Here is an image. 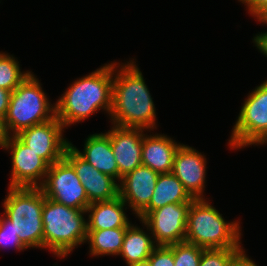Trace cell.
I'll return each mask as SVG.
<instances>
[{"label":"cell","mask_w":267,"mask_h":266,"mask_svg":"<svg viewBox=\"0 0 267 266\" xmlns=\"http://www.w3.org/2000/svg\"><path fill=\"white\" fill-rule=\"evenodd\" d=\"M257 20L267 25V12L260 19Z\"/></svg>","instance_id":"obj_33"},{"label":"cell","mask_w":267,"mask_h":266,"mask_svg":"<svg viewBox=\"0 0 267 266\" xmlns=\"http://www.w3.org/2000/svg\"><path fill=\"white\" fill-rule=\"evenodd\" d=\"M15 247L18 251L25 250L27 247L21 242L19 236L12 227V222L6 217L0 225V249L2 247Z\"/></svg>","instance_id":"obj_25"},{"label":"cell","mask_w":267,"mask_h":266,"mask_svg":"<svg viewBox=\"0 0 267 266\" xmlns=\"http://www.w3.org/2000/svg\"><path fill=\"white\" fill-rule=\"evenodd\" d=\"M2 205L5 217L27 248L43 249L44 193L40 187H9Z\"/></svg>","instance_id":"obj_6"},{"label":"cell","mask_w":267,"mask_h":266,"mask_svg":"<svg viewBox=\"0 0 267 266\" xmlns=\"http://www.w3.org/2000/svg\"><path fill=\"white\" fill-rule=\"evenodd\" d=\"M4 149L11 150L12 171L9 187H40L49 165L16 135L8 136Z\"/></svg>","instance_id":"obj_11"},{"label":"cell","mask_w":267,"mask_h":266,"mask_svg":"<svg viewBox=\"0 0 267 266\" xmlns=\"http://www.w3.org/2000/svg\"><path fill=\"white\" fill-rule=\"evenodd\" d=\"M244 251L243 248L204 249L199 266H232Z\"/></svg>","instance_id":"obj_23"},{"label":"cell","mask_w":267,"mask_h":266,"mask_svg":"<svg viewBox=\"0 0 267 266\" xmlns=\"http://www.w3.org/2000/svg\"><path fill=\"white\" fill-rule=\"evenodd\" d=\"M253 42L257 49L267 57V32L257 34L254 37Z\"/></svg>","instance_id":"obj_29"},{"label":"cell","mask_w":267,"mask_h":266,"mask_svg":"<svg viewBox=\"0 0 267 266\" xmlns=\"http://www.w3.org/2000/svg\"><path fill=\"white\" fill-rule=\"evenodd\" d=\"M64 125L55 116L53 119L24 129L16 136L49 166L64 158L70 145L63 138Z\"/></svg>","instance_id":"obj_10"},{"label":"cell","mask_w":267,"mask_h":266,"mask_svg":"<svg viewBox=\"0 0 267 266\" xmlns=\"http://www.w3.org/2000/svg\"><path fill=\"white\" fill-rule=\"evenodd\" d=\"M126 205L120 196L114 200L89 204L86 209V212L90 213L87 219V230L127 228L131 223L124 212Z\"/></svg>","instance_id":"obj_18"},{"label":"cell","mask_w":267,"mask_h":266,"mask_svg":"<svg viewBox=\"0 0 267 266\" xmlns=\"http://www.w3.org/2000/svg\"><path fill=\"white\" fill-rule=\"evenodd\" d=\"M127 228L87 230L89 252L92 256L119 255Z\"/></svg>","instance_id":"obj_21"},{"label":"cell","mask_w":267,"mask_h":266,"mask_svg":"<svg viewBox=\"0 0 267 266\" xmlns=\"http://www.w3.org/2000/svg\"><path fill=\"white\" fill-rule=\"evenodd\" d=\"M4 218H5V209H4L3 216L0 215V225L2 224Z\"/></svg>","instance_id":"obj_34"},{"label":"cell","mask_w":267,"mask_h":266,"mask_svg":"<svg viewBox=\"0 0 267 266\" xmlns=\"http://www.w3.org/2000/svg\"><path fill=\"white\" fill-rule=\"evenodd\" d=\"M8 139V134L4 126V119L0 117V147L3 148Z\"/></svg>","instance_id":"obj_31"},{"label":"cell","mask_w":267,"mask_h":266,"mask_svg":"<svg viewBox=\"0 0 267 266\" xmlns=\"http://www.w3.org/2000/svg\"><path fill=\"white\" fill-rule=\"evenodd\" d=\"M110 117L112 125L122 128L154 130L157 127L153 99L134 59L123 65L113 63Z\"/></svg>","instance_id":"obj_1"},{"label":"cell","mask_w":267,"mask_h":266,"mask_svg":"<svg viewBox=\"0 0 267 266\" xmlns=\"http://www.w3.org/2000/svg\"><path fill=\"white\" fill-rule=\"evenodd\" d=\"M30 73L32 72H21L20 64L15 57L0 52V88L13 92Z\"/></svg>","instance_id":"obj_22"},{"label":"cell","mask_w":267,"mask_h":266,"mask_svg":"<svg viewBox=\"0 0 267 266\" xmlns=\"http://www.w3.org/2000/svg\"><path fill=\"white\" fill-rule=\"evenodd\" d=\"M38 78L30 73L11 93L4 126L8 136L41 124L56 116V105L51 104ZM13 132V133H11Z\"/></svg>","instance_id":"obj_5"},{"label":"cell","mask_w":267,"mask_h":266,"mask_svg":"<svg viewBox=\"0 0 267 266\" xmlns=\"http://www.w3.org/2000/svg\"><path fill=\"white\" fill-rule=\"evenodd\" d=\"M64 158L73 166L85 188L89 203L114 200L119 196V184L113 177L101 173L69 145Z\"/></svg>","instance_id":"obj_12"},{"label":"cell","mask_w":267,"mask_h":266,"mask_svg":"<svg viewBox=\"0 0 267 266\" xmlns=\"http://www.w3.org/2000/svg\"><path fill=\"white\" fill-rule=\"evenodd\" d=\"M148 260L151 266H174L173 251L168 246H157Z\"/></svg>","instance_id":"obj_26"},{"label":"cell","mask_w":267,"mask_h":266,"mask_svg":"<svg viewBox=\"0 0 267 266\" xmlns=\"http://www.w3.org/2000/svg\"><path fill=\"white\" fill-rule=\"evenodd\" d=\"M191 203H171L150 211L140 220L151 232L157 246L185 241L188 210Z\"/></svg>","instance_id":"obj_9"},{"label":"cell","mask_w":267,"mask_h":266,"mask_svg":"<svg viewBox=\"0 0 267 266\" xmlns=\"http://www.w3.org/2000/svg\"><path fill=\"white\" fill-rule=\"evenodd\" d=\"M40 188L46 198L71 208L86 210L90 204L75 169L65 158L49 166Z\"/></svg>","instance_id":"obj_8"},{"label":"cell","mask_w":267,"mask_h":266,"mask_svg":"<svg viewBox=\"0 0 267 266\" xmlns=\"http://www.w3.org/2000/svg\"><path fill=\"white\" fill-rule=\"evenodd\" d=\"M11 93L12 92L9 90L0 88V117L3 119L5 118L8 111Z\"/></svg>","instance_id":"obj_28"},{"label":"cell","mask_w":267,"mask_h":266,"mask_svg":"<svg viewBox=\"0 0 267 266\" xmlns=\"http://www.w3.org/2000/svg\"><path fill=\"white\" fill-rule=\"evenodd\" d=\"M239 221L227 222L206 199H194L188 210L185 242L204 249L243 248Z\"/></svg>","instance_id":"obj_3"},{"label":"cell","mask_w":267,"mask_h":266,"mask_svg":"<svg viewBox=\"0 0 267 266\" xmlns=\"http://www.w3.org/2000/svg\"><path fill=\"white\" fill-rule=\"evenodd\" d=\"M145 135L141 152L142 165L159 174L171 173L175 154L181 144L164 134Z\"/></svg>","instance_id":"obj_16"},{"label":"cell","mask_w":267,"mask_h":266,"mask_svg":"<svg viewBox=\"0 0 267 266\" xmlns=\"http://www.w3.org/2000/svg\"><path fill=\"white\" fill-rule=\"evenodd\" d=\"M267 143V80L245 99L232 130L229 145L241 149Z\"/></svg>","instance_id":"obj_7"},{"label":"cell","mask_w":267,"mask_h":266,"mask_svg":"<svg viewBox=\"0 0 267 266\" xmlns=\"http://www.w3.org/2000/svg\"><path fill=\"white\" fill-rule=\"evenodd\" d=\"M206 158L198 150L181 144L174 157L171 173L183 184L193 199H204Z\"/></svg>","instance_id":"obj_13"},{"label":"cell","mask_w":267,"mask_h":266,"mask_svg":"<svg viewBox=\"0 0 267 266\" xmlns=\"http://www.w3.org/2000/svg\"><path fill=\"white\" fill-rule=\"evenodd\" d=\"M143 129L122 128L113 125L106 134L110 137L112 151L122 177L142 165Z\"/></svg>","instance_id":"obj_14"},{"label":"cell","mask_w":267,"mask_h":266,"mask_svg":"<svg viewBox=\"0 0 267 266\" xmlns=\"http://www.w3.org/2000/svg\"><path fill=\"white\" fill-rule=\"evenodd\" d=\"M193 200L174 174H159L149 205L137 217L142 220L152 210L171 203H191Z\"/></svg>","instance_id":"obj_19"},{"label":"cell","mask_w":267,"mask_h":266,"mask_svg":"<svg viewBox=\"0 0 267 266\" xmlns=\"http://www.w3.org/2000/svg\"><path fill=\"white\" fill-rule=\"evenodd\" d=\"M168 247L173 251L174 266H199L204 248L185 241Z\"/></svg>","instance_id":"obj_24"},{"label":"cell","mask_w":267,"mask_h":266,"mask_svg":"<svg viewBox=\"0 0 267 266\" xmlns=\"http://www.w3.org/2000/svg\"><path fill=\"white\" fill-rule=\"evenodd\" d=\"M149 234L151 233H146V231L132 225V223L127 227L119 253L127 265L147 260L157 247L153 236Z\"/></svg>","instance_id":"obj_20"},{"label":"cell","mask_w":267,"mask_h":266,"mask_svg":"<svg viewBox=\"0 0 267 266\" xmlns=\"http://www.w3.org/2000/svg\"><path fill=\"white\" fill-rule=\"evenodd\" d=\"M86 210L59 204L44 196L43 249L57 257H67L78 245L87 242Z\"/></svg>","instance_id":"obj_4"},{"label":"cell","mask_w":267,"mask_h":266,"mask_svg":"<svg viewBox=\"0 0 267 266\" xmlns=\"http://www.w3.org/2000/svg\"><path fill=\"white\" fill-rule=\"evenodd\" d=\"M113 62L76 79L55 103L56 117L68 127L103 109L112 107Z\"/></svg>","instance_id":"obj_2"},{"label":"cell","mask_w":267,"mask_h":266,"mask_svg":"<svg viewBox=\"0 0 267 266\" xmlns=\"http://www.w3.org/2000/svg\"><path fill=\"white\" fill-rule=\"evenodd\" d=\"M245 3L248 12L257 19H260L267 12V0H239Z\"/></svg>","instance_id":"obj_27"},{"label":"cell","mask_w":267,"mask_h":266,"mask_svg":"<svg viewBox=\"0 0 267 266\" xmlns=\"http://www.w3.org/2000/svg\"><path fill=\"white\" fill-rule=\"evenodd\" d=\"M246 251H244L237 259L236 261L233 263L232 266H258L255 264V262H253V260H251L250 258H248L245 254Z\"/></svg>","instance_id":"obj_30"},{"label":"cell","mask_w":267,"mask_h":266,"mask_svg":"<svg viewBox=\"0 0 267 266\" xmlns=\"http://www.w3.org/2000/svg\"><path fill=\"white\" fill-rule=\"evenodd\" d=\"M127 266H151L150 263H149V260H144V261H141V262H137V263H133V264H130V265H127Z\"/></svg>","instance_id":"obj_32"},{"label":"cell","mask_w":267,"mask_h":266,"mask_svg":"<svg viewBox=\"0 0 267 266\" xmlns=\"http://www.w3.org/2000/svg\"><path fill=\"white\" fill-rule=\"evenodd\" d=\"M70 145L94 168L119 182V169L112 151L110 137L106 133L101 132L88 136L82 152L76 146L74 147L71 142Z\"/></svg>","instance_id":"obj_17"},{"label":"cell","mask_w":267,"mask_h":266,"mask_svg":"<svg viewBox=\"0 0 267 266\" xmlns=\"http://www.w3.org/2000/svg\"><path fill=\"white\" fill-rule=\"evenodd\" d=\"M159 173L146 166L136 167L122 177L119 196L138 216L150 203Z\"/></svg>","instance_id":"obj_15"}]
</instances>
